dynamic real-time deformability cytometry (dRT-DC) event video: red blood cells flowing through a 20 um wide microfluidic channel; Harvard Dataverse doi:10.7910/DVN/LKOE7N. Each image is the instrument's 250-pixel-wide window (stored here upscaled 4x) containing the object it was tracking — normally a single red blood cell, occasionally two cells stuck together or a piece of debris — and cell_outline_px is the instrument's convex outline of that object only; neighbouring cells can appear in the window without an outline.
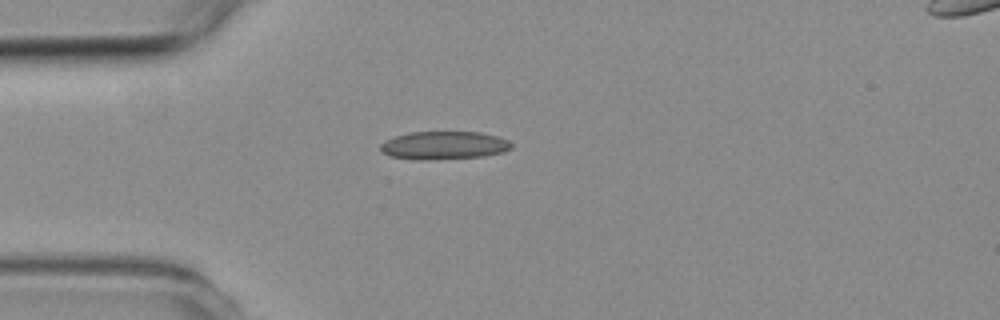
{"species": "common noctule bat (a hibernating species)", "species_latin": "Nyctalus noctula", "temperature_condition": "room temperature", "stored_images_in_passage": 4, "camera_frame_rate_fps": 3000, "um_per_image_px": 0.085, "animal": {"sex": "female", "body_mass_g": 19.3, "forearm_length_mm": 54.1}, "frame": {"image": 1, "passage_image": 4, "time_ms": 3.333, "image_size_px": [1000, 320], "cell_outline_px": [[512, 148], [504, 152], [484, 156], [428, 160], [412, 160], [388, 156], [380, 152], [380, 144], [384, 140], [396, 136], [412, 132], [480, 132], [496, 136], [508, 140], [512, 144]], "centroid_in_image_um": [37.69, 12.37], "position_along_channel_um": 47.3, "area_um2": 21.68}}